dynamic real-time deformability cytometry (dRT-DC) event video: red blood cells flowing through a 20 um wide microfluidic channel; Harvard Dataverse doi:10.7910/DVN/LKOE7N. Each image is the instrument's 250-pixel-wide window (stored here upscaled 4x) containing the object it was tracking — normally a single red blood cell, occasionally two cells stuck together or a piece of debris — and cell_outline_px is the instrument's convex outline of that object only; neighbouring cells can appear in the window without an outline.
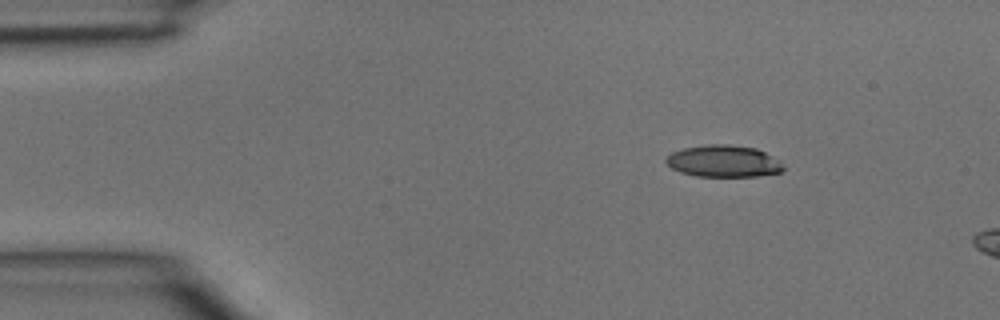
{"species": "common noctule bat (a hibernating species)", "species_latin": "Nyctalus noctula", "temperature_condition": "room temperature", "stored_images_in_passage": 4, "camera_frame_rate_fps": 3000, "um_per_image_px": 0.085, "animal": {"sex": "male", "body_mass_g": 15.6}, "frame": {"image": 1, "passage_image": 2, "time_ms": 0.333, "image_size_px": [1000, 320], "cell_outline_px": [[784, 168], [780, 172], [756, 176], [696, 176], [680, 172], [672, 168], [664, 160], [672, 152], [684, 148], [704, 144], [728, 144], [756, 148], [772, 156]], "centroid_in_image_um": [61.46, 13.69], "position_along_channel_um": 23.5, "area_um2": 21.56}}